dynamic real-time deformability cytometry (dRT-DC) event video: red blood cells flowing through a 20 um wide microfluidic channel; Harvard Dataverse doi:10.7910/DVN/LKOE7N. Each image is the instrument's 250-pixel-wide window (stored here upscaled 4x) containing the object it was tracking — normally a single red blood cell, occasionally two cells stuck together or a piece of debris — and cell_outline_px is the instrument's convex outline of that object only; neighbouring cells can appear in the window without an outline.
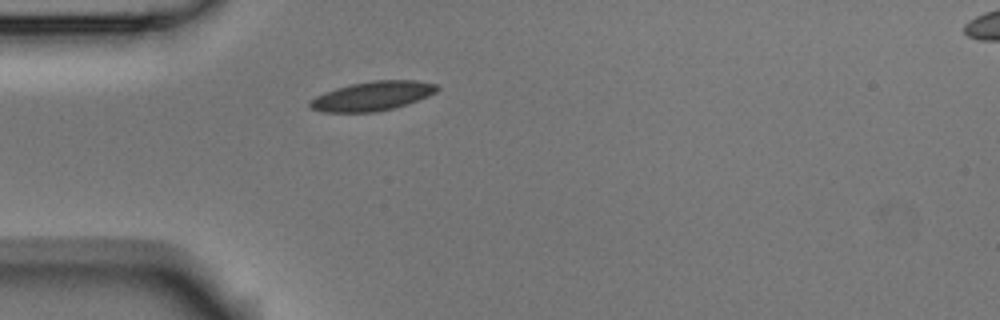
{"species": "Egyptian fruit bat (a non-hibernating species)", "species_latin": "Rousettus aegyptiacus", "temperature_condition": "room temperature", "stored_images_in_passage": 1, "camera_frame_rate_fps": 3000, "um_per_image_px": 0.085, "animal": {"sex": "male"}, "frame": {"image": 1, "passage_image": 1, "time_ms": 0.0, "image_size_px": [1000, 320], "cell_outline_px": [[440, 88], [436, 92], [428, 96], [392, 108], [376, 112], [320, 112], [312, 108], [308, 104], [308, 100], [324, 92], [336, 88], [352, 84], [372, 80], [416, 80], [436, 84]], "centroid_in_image_um": [31.62, 8.16], "position_along_channel_um": 53.4, "area_um2": 21.56}}